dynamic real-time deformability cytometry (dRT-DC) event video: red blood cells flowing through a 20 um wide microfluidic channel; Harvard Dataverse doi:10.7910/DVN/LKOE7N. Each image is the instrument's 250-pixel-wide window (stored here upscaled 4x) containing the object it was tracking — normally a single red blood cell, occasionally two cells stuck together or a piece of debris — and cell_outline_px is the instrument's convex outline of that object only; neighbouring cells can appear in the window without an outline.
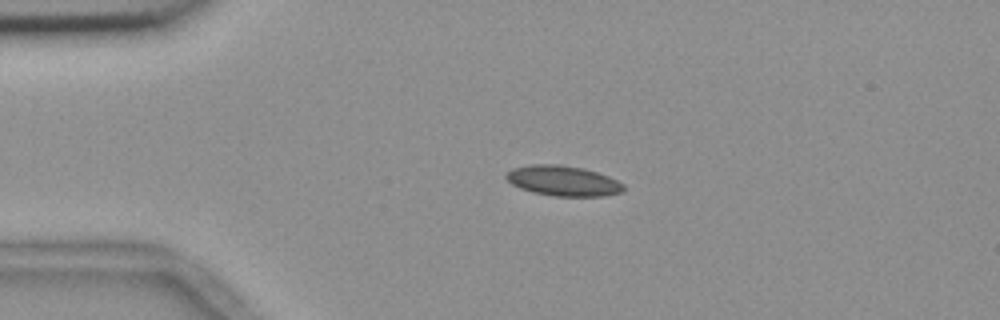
{"species": "common noctule bat (a hibernating species)", "species_latin": "Nyctalus noctula", "temperature_condition": "room temperature", "stored_images_in_passage": 44, "camera_frame_rate_fps": 3000, "um_per_image_px": 0.085, "animal": {"sex": "female", "body_mass_g": 18.4}, "frame": {"image": 1, "passage_image": 1, "time_ms": 0.0, "image_size_px": [1000, 320], "cell_outline_px": [[624, 188], [620, 192], [604, 196], [556, 196], [532, 192], [520, 188], [512, 184], [504, 176], [512, 168], [532, 164], [556, 164], [580, 168], [596, 172], [608, 176], [624, 184]], "centroid_in_image_um": [47.84, 15.37], "position_along_channel_um": 37.2, "area_um2": 20.46}}
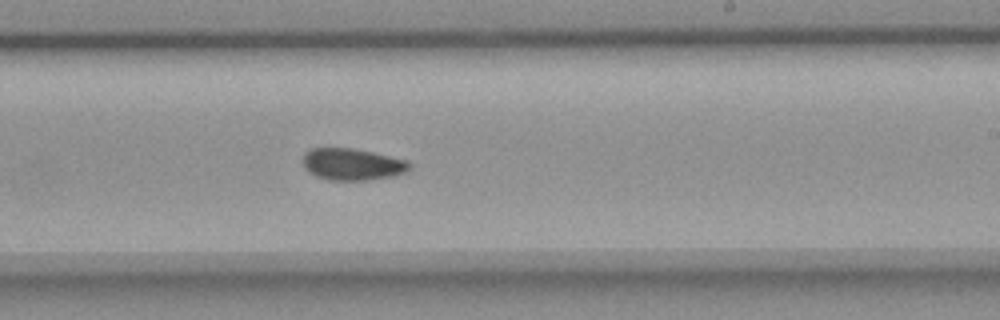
{"frame": {"image": 2, "passage_image": 22, "time_ms": 7.0, "image_size_px": [1000, 320], "cell_outline_px": [[412, 168], [396, 176], [368, 180], [328, 180], [316, 176], [308, 172], [304, 168], [300, 160], [304, 152], [312, 148], [352, 148], [372, 152], [408, 160], [412, 164]], "centroid_in_image_um": [29.92, 13.97], "position_along_channel_um": 259.1, "area_um2": 20.17}}
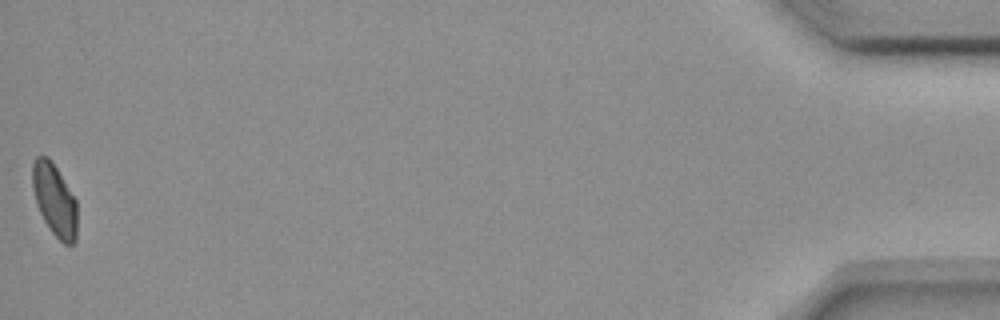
{"frame": {"image": 3, "passage_image": 44, "time_ms": 14.333, "image_size_px": [1000, 320], "cell_outline_px": [[76, 240], [72, 244], [64, 244], [52, 232], [44, 220], [36, 204], [32, 188], [32, 164], [36, 156], [48, 156], [56, 168], [76, 200]], "centroid_in_image_um": [4.61, 16.98], "position_along_channel_um": 430.6, "area_um2": 18.61}, "authors_computed_cell_mechanics": {"area_um2": 19.7676, "velocity_mm_per_s": 3.6524, "shape_relaxation_time_tau1_ms": 6.8598, "shape_relaxation_time_tau2_ms": 4.7694, "deformation_change_tau1": 0.0999, "deformation_change_tau2": 0.0866}}